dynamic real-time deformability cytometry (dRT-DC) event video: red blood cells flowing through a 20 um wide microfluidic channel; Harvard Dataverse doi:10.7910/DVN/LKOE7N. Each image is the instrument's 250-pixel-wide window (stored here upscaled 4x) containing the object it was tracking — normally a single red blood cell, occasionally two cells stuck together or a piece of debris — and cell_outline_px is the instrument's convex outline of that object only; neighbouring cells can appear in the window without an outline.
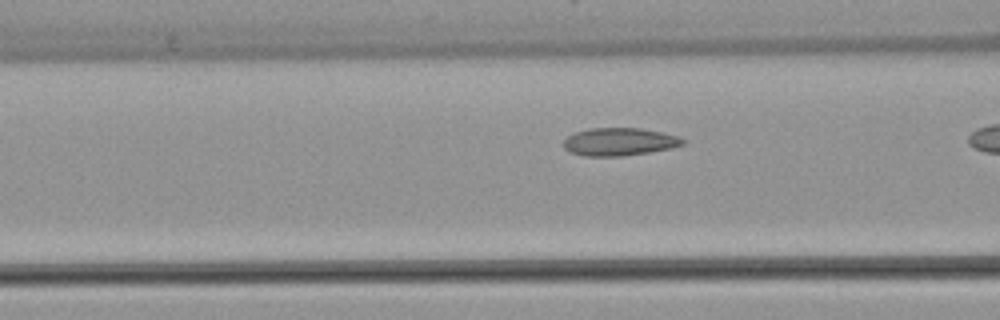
{"species": "common noctule bat (a hibernating species)", "species_latin": "Nyctalus noctula", "temperature_condition": "warm", "stored_images_in_passage": 11, "camera_frame_rate_fps": 3000, "um_per_image_px": 0.085, "animal": {"sex": "female", "body_mass_g": 22.7, "forearm_length_mm": 54.2}, "frame": {"image": 1, "passage_image": 7, "time_ms": 2.0, "image_size_px": [1000, 320], "cell_outline_px": [[688, 140], [684, 144], [672, 148], [648, 152], [620, 156], [584, 156], [568, 152], [564, 148], [564, 140], [568, 136], [576, 132], [588, 128], [640, 128], [664, 132]], "centroid_in_image_um": [52.65, 12.05], "position_along_channel_um": 113.9, "area_um2": 19.42}}